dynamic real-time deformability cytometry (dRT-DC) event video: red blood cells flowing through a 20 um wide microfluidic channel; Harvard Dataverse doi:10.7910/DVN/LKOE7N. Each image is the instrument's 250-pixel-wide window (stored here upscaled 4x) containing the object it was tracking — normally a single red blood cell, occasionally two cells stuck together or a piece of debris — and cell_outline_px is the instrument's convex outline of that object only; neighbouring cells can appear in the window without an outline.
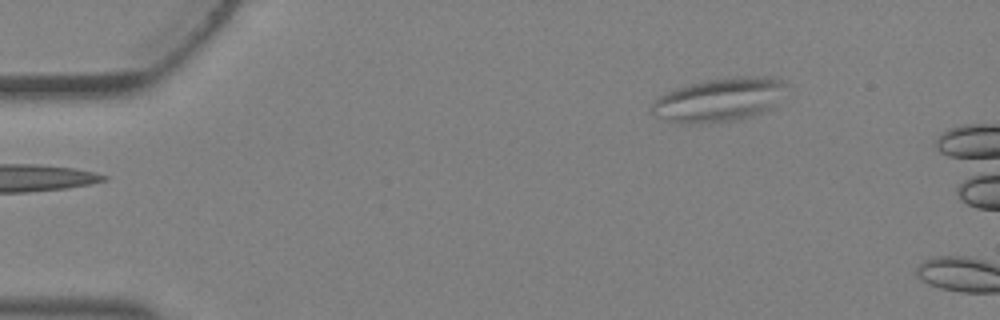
{"species": "Egyptian fruit bat (a non-hibernating species)", "species_latin": "Rousettus aegyptiacus", "temperature_condition": "warm", "stored_images_in_passage": 2, "camera_frame_rate_fps": 3000, "um_per_image_px": 0.085, "animal": {"sex": "female"}, "frame": {"image": 1, "passage_image": 1, "time_ms": 0.0, "image_size_px": [1000, 320], "cell_outline_px": [[784, 84], [776, 108], [768, 112], [744, 120], [708, 124], [676, 124], [652, 116], [652, 104], [656, 96], [664, 92], [688, 84], [728, 76], [780, 76], [784, 80]], "centroid_in_image_um": [61.13, 8.51], "position_along_channel_um": 23.9, "area_um2": 35.72}}